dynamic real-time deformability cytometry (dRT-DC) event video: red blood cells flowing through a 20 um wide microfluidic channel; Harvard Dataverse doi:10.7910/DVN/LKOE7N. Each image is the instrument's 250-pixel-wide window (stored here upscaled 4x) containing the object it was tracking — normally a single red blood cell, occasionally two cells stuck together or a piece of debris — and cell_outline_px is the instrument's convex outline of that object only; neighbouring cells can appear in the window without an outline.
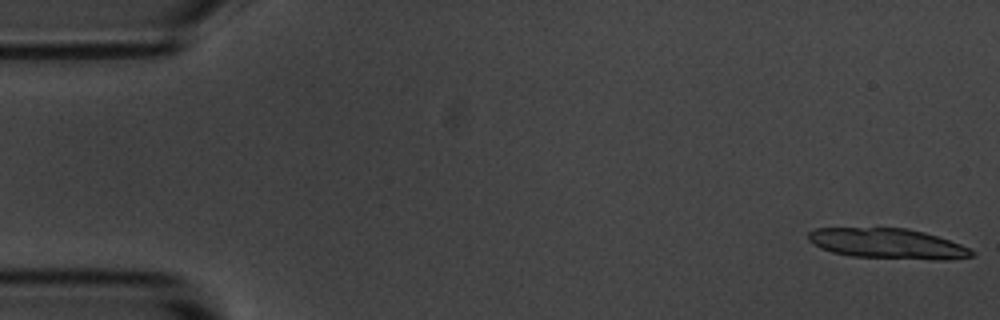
{"species": "common noctule bat (a hibernating species)", "species_latin": "Nyctalus noctula", "temperature_condition": "room temperature", "stored_images_in_passage": 5, "camera_frame_rate_fps": 3000, "um_per_image_px": 0.085, "animal": {"sex": "male", "body_mass_g": 20.1, "forearm_length_mm": 53.5}, "frame": {"image": 1, "passage_image": 1, "time_ms": 0.0, "image_size_px": [1000, 320], "cell_outline_px": [[976, 252], [972, 256], [948, 260], [932, 260], [852, 256], [832, 252], [820, 248], [812, 244], [808, 240], [808, 232], [816, 228], [908, 228], [924, 232], [960, 244]], "centroid_in_image_um": [75.43, 20.71], "position_along_channel_um": 9.6, "area_um2": 28.84}}